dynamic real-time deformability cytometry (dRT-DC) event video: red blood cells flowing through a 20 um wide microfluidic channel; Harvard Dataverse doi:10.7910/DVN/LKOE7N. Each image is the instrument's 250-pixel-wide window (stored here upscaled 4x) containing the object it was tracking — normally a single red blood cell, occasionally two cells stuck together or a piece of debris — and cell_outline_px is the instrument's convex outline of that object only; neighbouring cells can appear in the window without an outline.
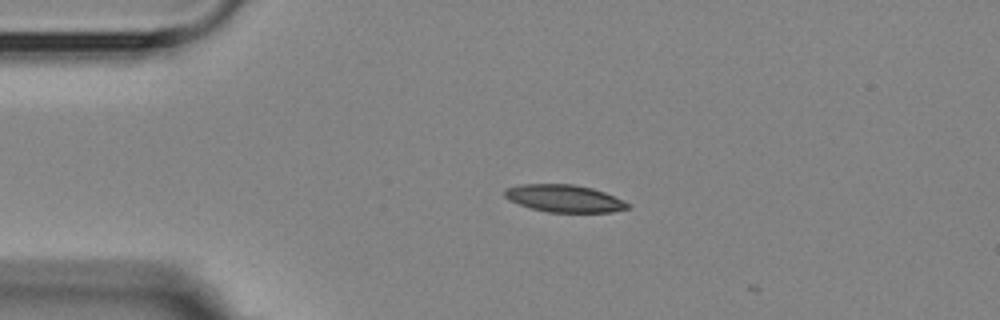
{"species": "Egyptian fruit bat (a non-hibernating species)", "species_latin": "Rousettus aegyptiacus", "temperature_condition": "room temperature", "stored_images_in_passage": 5, "camera_frame_rate_fps": 3000, "um_per_image_px": 0.085, "animal": {"sex": "female"}, "frame": {"image": 1, "passage_image": 4, "time_ms": 3.333, "image_size_px": [1000, 320], "cell_outline_px": [[628, 208], [612, 212], [548, 212], [532, 208], [508, 200], [504, 196], [504, 188], [520, 184], [572, 184], [592, 188], [604, 192], [624, 200], [628, 204]], "centroid_in_image_um": [47.93, 16.86], "position_along_channel_um": 37.1, "area_um2": 19.54}}